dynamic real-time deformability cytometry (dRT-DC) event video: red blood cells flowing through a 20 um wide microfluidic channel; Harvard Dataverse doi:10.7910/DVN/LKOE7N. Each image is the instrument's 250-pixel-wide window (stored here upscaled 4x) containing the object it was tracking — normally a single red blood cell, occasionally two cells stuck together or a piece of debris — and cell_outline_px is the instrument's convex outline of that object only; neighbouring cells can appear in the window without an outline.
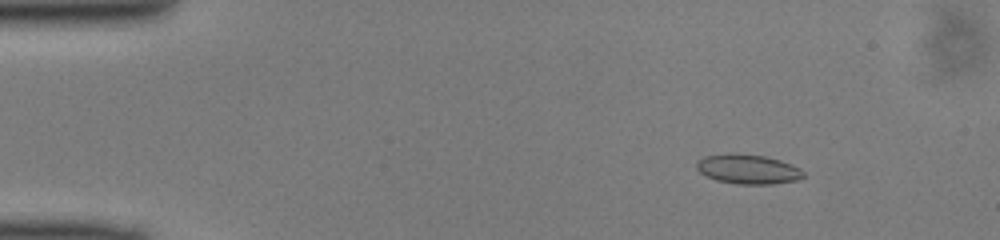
{"species": "common noctule bat (a hibernating species)", "species_latin": "Nyctalus noctula", "temperature_condition": "cold", "stored_images_in_passage": 50, "camera_frame_rate_fps": 3000, "um_per_image_px": 0.085, "animal": {"sex": "male", "body_mass_g": 13.0, "forearm_length_mm": 53.1}, "frame": {"image": 1, "passage_image": 7, "time_ms": 2.0, "image_size_px": [1000, 240], "cell_outline_px": [[804, 176], [796, 180], [772, 184], [736, 184], [716, 180], [700, 172], [696, 168], [696, 160], [704, 156], [728, 152], [736, 152], [764, 156], [780, 160], [800, 168], [804, 172]], "centroid_in_image_um": [63.53, 14.36], "position_along_channel_um": 21.5, "area_um2": 18.61}}
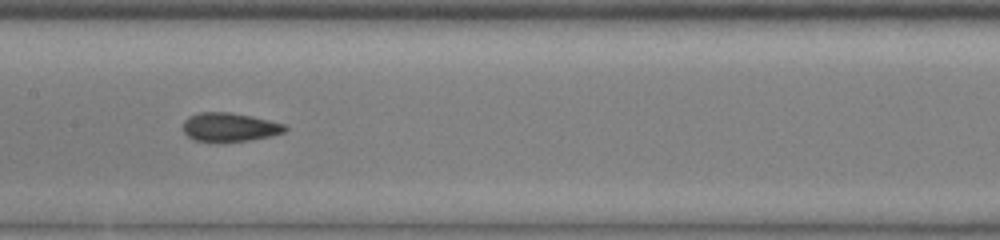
{"frame": {"image": 2, "passage_image": 25, "time_ms": 8.0, "image_size_px": [1000, 240], "cell_outline_px": [[288, 128], [284, 132], [268, 136], [248, 140], [216, 144], [192, 140], [184, 132], [184, 120], [188, 116], [200, 112], [228, 112], [252, 116], [284, 124]], "centroid_in_image_um": [19.46, 10.83], "position_along_channel_um": 187.9, "area_um2": 17.4}}
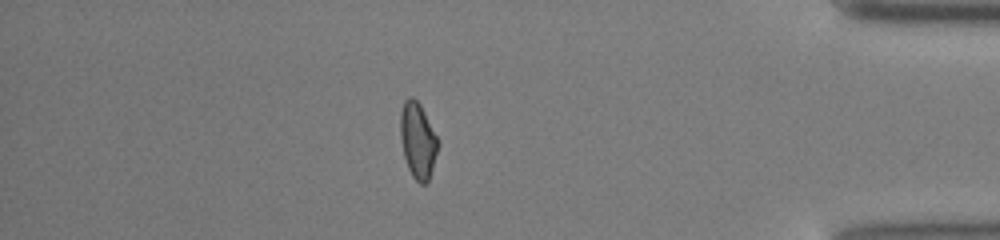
{"frame": {"image": 3, "passage_image": 43, "time_ms": 14.0, "image_size_px": [1000, 240], "cell_outline_px": [[440, 144], [428, 184], [420, 184], [412, 176], [408, 168], [404, 156], [400, 136], [400, 112], [404, 100], [408, 96], [412, 96], [420, 104]], "centroid_in_image_um": [35.51, 11.96], "position_along_channel_um": 399.7, "area_um2": 16.76}}